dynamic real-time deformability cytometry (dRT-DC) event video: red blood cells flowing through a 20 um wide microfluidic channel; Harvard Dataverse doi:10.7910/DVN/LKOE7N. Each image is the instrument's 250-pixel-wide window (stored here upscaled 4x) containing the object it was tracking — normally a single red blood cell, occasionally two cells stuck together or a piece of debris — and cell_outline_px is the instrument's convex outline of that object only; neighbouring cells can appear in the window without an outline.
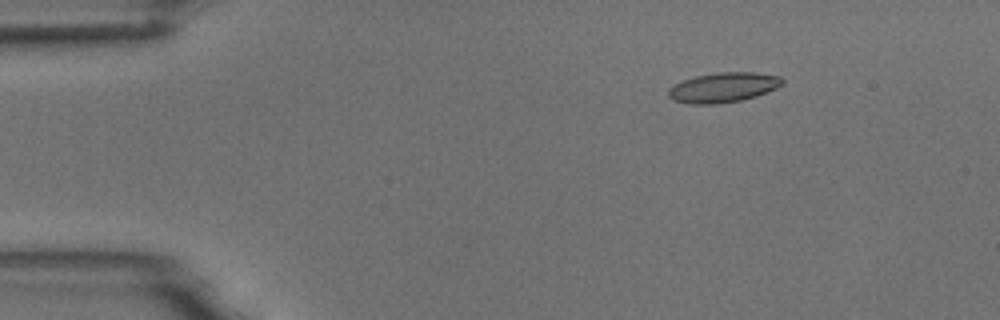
{"species": "common noctule bat (a hibernating species)", "species_latin": "Nyctalus noctula", "temperature_condition": "room temperature", "stored_images_in_passage": 6, "camera_frame_rate_fps": 3000, "um_per_image_px": 0.085, "animal": {"sex": "male", "body_mass_g": 18.8}, "frame": {"image": 1, "passage_image": 3, "time_ms": 0.667, "image_size_px": [1000, 320], "cell_outline_px": [[784, 84], [768, 92], [756, 96], [740, 100], [716, 104], [688, 104], [672, 100], [668, 96], [668, 88], [672, 84], [696, 76], [716, 72], [756, 72], [780, 76], [784, 80]], "centroid_in_image_um": [61.47, 7.43], "position_along_channel_um": 23.5, "area_um2": 20.06}}
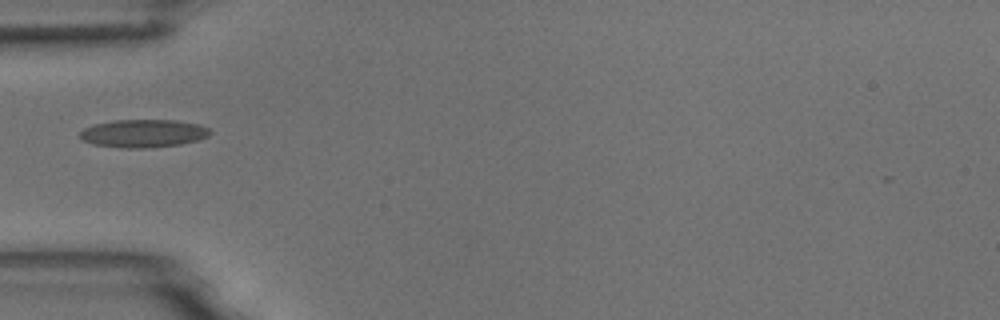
{"frame": {"image": 2, "passage_image": 6, "time_ms": 1.667, "image_size_px": [1000, 320], "cell_outline_px": [[212, 132], [208, 136], [196, 140], [180, 144], [144, 148], [124, 148], [92, 144], [84, 140], [80, 136], [80, 132], [84, 128], [96, 124], [116, 120], [176, 120], [200, 124], [208, 128]], "centroid_in_image_um": [12.2, 11.33], "position_along_channel_um": 72.8, "area_um2": 21.04}}